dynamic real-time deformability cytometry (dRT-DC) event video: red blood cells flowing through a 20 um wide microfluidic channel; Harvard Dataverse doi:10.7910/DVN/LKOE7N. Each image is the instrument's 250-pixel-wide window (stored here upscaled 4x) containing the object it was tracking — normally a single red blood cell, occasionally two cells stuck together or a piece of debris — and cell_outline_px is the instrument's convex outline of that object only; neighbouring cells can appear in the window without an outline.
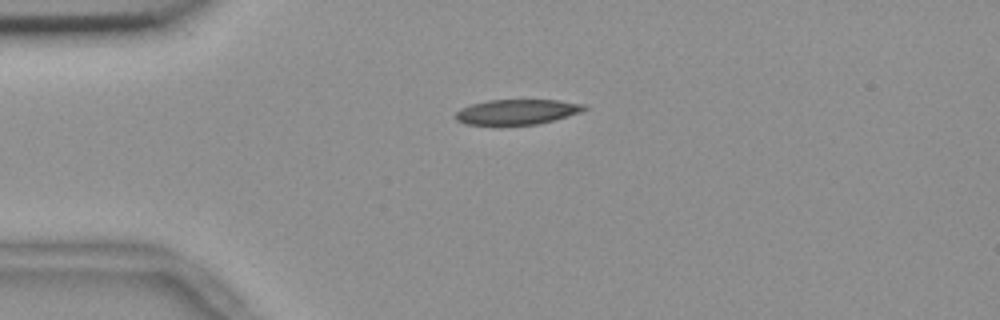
{"species": "common noctule bat (a hibernating species)", "species_latin": "Nyctalus noctula", "temperature_condition": "room temperature", "stored_images_in_passage": 43, "camera_frame_rate_fps": 3000, "um_per_image_px": 0.085, "animal": {"sex": "female", "body_mass_g": 18.4}, "frame": {"image": 1, "passage_image": 1, "time_ms": 0.0, "image_size_px": [1000, 320], "cell_outline_px": [[588, 108], [580, 112], [552, 120], [536, 124], [464, 124], [456, 120], [452, 116], [460, 108], [472, 104], [488, 100], [560, 100], [584, 104]], "centroid_in_image_um": [43.9, 9.5], "position_along_channel_um": 41.1, "area_um2": 18.67}}
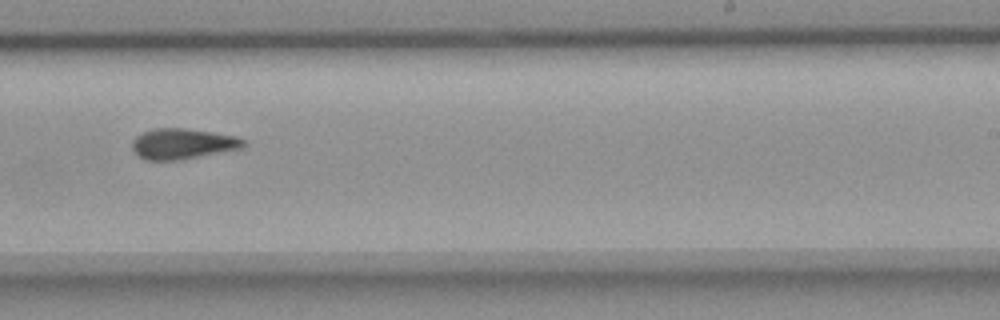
{"frame": {"image": 2, "passage_image": 22, "time_ms": 7.0, "image_size_px": [1000, 320], "cell_outline_px": [[248, 144], [244, 148], [180, 160], [144, 160], [132, 148], [132, 140], [136, 136], [152, 128], [184, 128], [212, 132], [236, 136], [248, 140]], "centroid_in_image_um": [15.58, 12.22], "position_along_channel_um": 273.4, "area_um2": 20.06}}
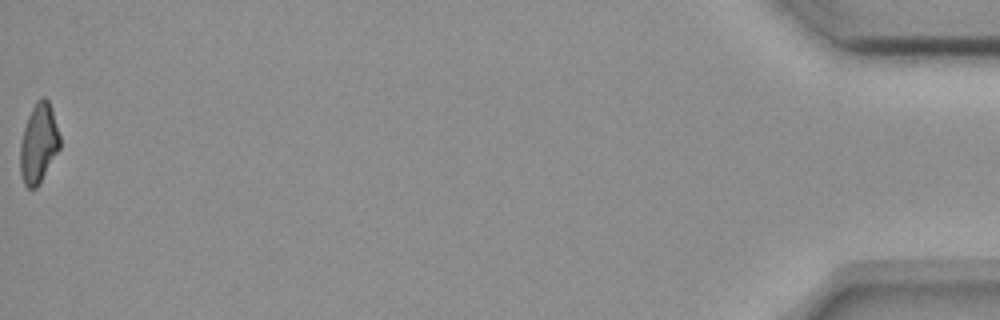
{"frame": {"image": 3, "passage_image": 43, "time_ms": 14.0, "image_size_px": [1000, 320], "cell_outline_px": [[60, 148], [36, 188], [28, 188], [24, 184], [20, 172], [20, 144], [24, 128], [28, 116], [36, 100], [40, 96], [44, 96], [48, 100], [60, 136]], "centroid_in_image_um": [3.27, 12.17], "position_along_channel_um": 431.9, "area_um2": 18.15}, "authors_computed_cell_mechanics": {"area_um2": 19.652, "velocity_mm_per_s": 3.6822, "shape_relaxation_time_tau1_ms": null, "shape_relaxation_time_tau2_ms": 3.0896, "deformation_change_tau1": null, "deformation_change_tau2": 0.107}}